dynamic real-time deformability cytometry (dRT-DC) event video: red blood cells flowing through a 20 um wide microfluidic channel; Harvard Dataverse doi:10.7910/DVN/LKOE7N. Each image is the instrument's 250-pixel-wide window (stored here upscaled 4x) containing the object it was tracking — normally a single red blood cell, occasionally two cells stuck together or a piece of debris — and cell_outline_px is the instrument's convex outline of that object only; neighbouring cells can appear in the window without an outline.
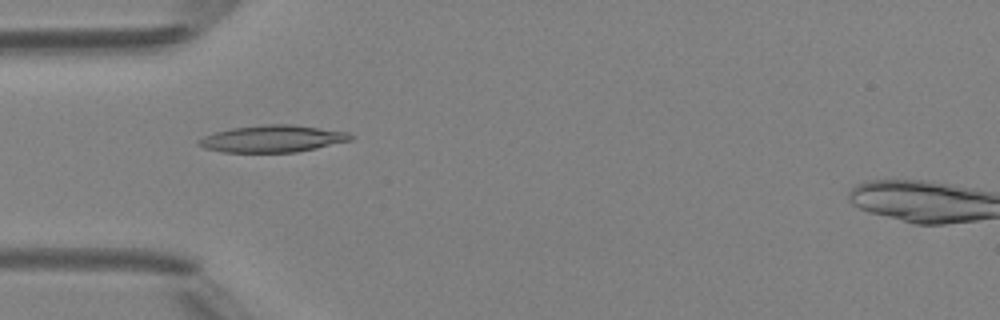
{"species": "Egyptian fruit bat (a non-hibernating species)", "species_latin": "Rousettus aegyptiacus", "temperature_condition": "room temperature", "stored_images_in_passage": 7, "camera_frame_rate_fps": 3000, "um_per_image_px": 0.085, "animal": {"sex": "female"}, "frame": {"image": 1, "passage_image": 5, "time_ms": 4.333, "image_size_px": [1000, 320], "cell_outline_px": [[356, 136], [352, 140], [316, 148], [296, 152], [224, 152], [204, 148], [196, 144], [196, 140], [204, 136], [216, 132], [232, 128], [264, 124], [292, 124], [348, 132]], "centroid_in_image_um": [23.17, 11.79], "position_along_channel_um": 61.8, "area_um2": 23.93}}
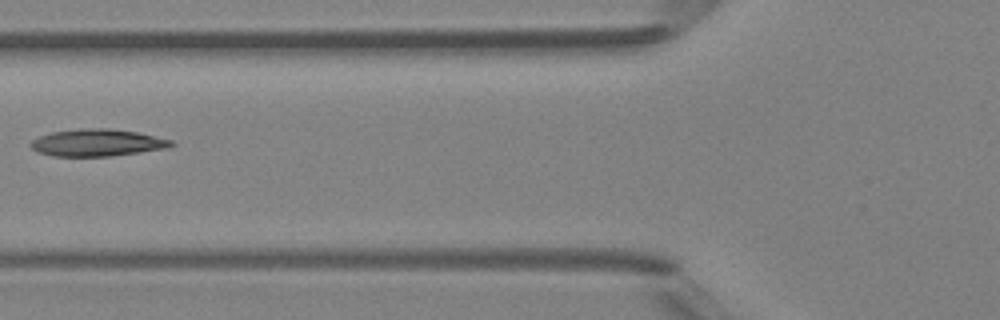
{"frame": {"image": 2, "passage_image": 6, "time_ms": 5.667, "image_size_px": [1000, 320], "cell_outline_px": [[176, 144], [168, 148], [140, 152], [108, 156], [52, 156], [36, 152], [28, 144], [32, 140], [40, 136], [52, 132], [80, 128], [108, 128], [136, 132], [172, 140]], "centroid_in_image_um": [8.24, 12.13], "position_along_channel_um": 117.6, "area_um2": 22.2}}
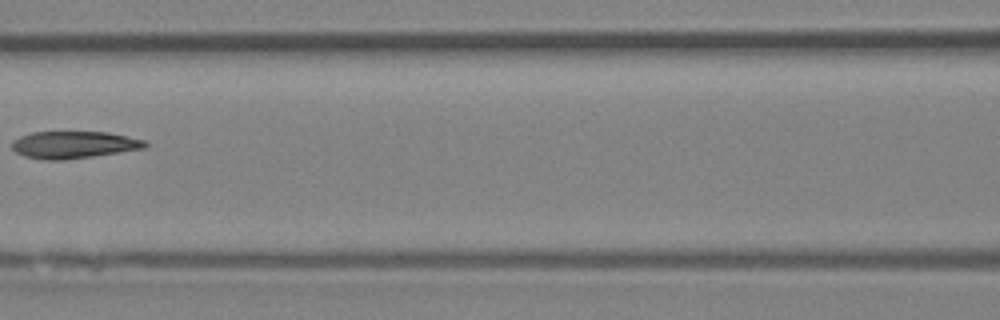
{"frame": {"image": 3, "passage_image": 7, "time_ms": 6.667, "image_size_px": [1000, 320], "cell_outline_px": [[148, 144], [144, 148], [92, 156], [64, 160], [44, 160], [24, 156], [16, 152], [12, 148], [12, 140], [20, 136], [32, 132], [108, 132], [144, 140]], "centroid_in_image_um": [6.22, 12.3], "position_along_channel_um": 160.4, "area_um2": 20.92}}